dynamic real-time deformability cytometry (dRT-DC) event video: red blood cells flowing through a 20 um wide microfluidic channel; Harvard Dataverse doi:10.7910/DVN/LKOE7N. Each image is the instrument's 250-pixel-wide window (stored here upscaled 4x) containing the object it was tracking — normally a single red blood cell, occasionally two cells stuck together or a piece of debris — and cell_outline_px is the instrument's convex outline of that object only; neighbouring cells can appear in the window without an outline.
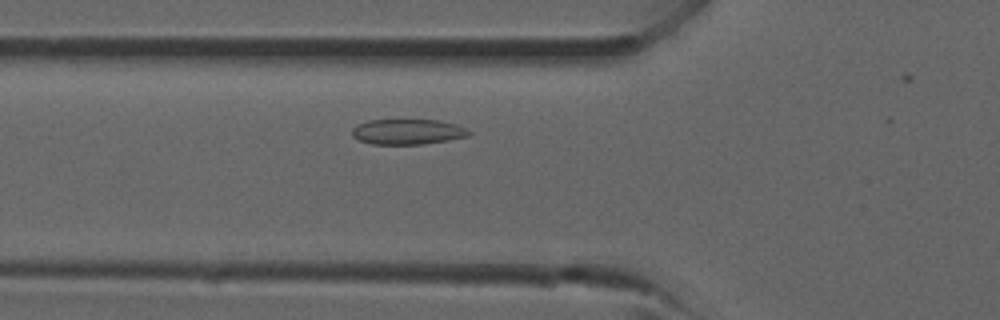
{"species": "common noctule bat (a hibernating species)", "species_latin": "Nyctalus noctula", "temperature_condition": "room temperature", "stored_images_in_passage": 28, "camera_frame_rate_fps": 3000, "um_per_image_px": 0.085, "animal": {"sex": "male", "forearm_length_mm": 52.5}, "frame": {"image": 1, "passage_image": 8, "time_ms": 2.333, "image_size_px": [1000, 320], "cell_outline_px": [[472, 132], [468, 136], [448, 140], [424, 144], [372, 144], [360, 140], [352, 136], [352, 128], [356, 124], [368, 120], [440, 120], [456, 124]], "centroid_in_image_um": [34.63, 11.19], "position_along_channel_um": 91.2, "area_um2": 17.28}}
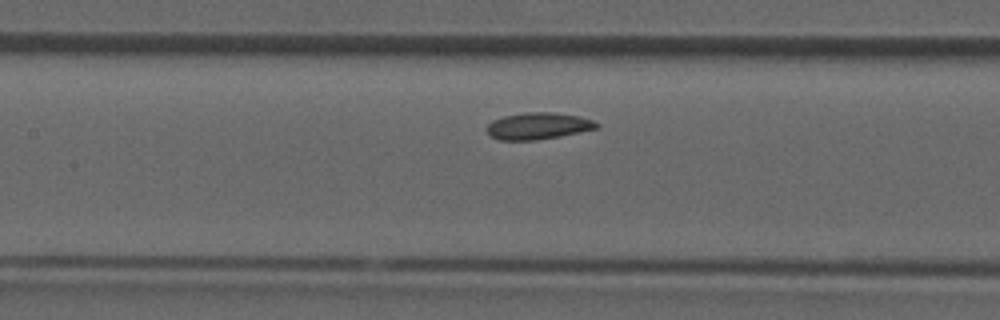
{"frame": {"image": 2, "passage_image": 12, "time_ms": 3.667, "image_size_px": [1000, 320], "cell_outline_px": [[600, 128], [560, 136], [536, 140], [500, 140], [492, 136], [488, 132], [488, 124], [492, 120], [504, 116], [524, 112], [556, 112], [580, 116], [592, 120], [600, 124]], "centroid_in_image_um": [45.79, 10.7], "position_along_channel_um": 161.6, "area_um2": 17.17}}